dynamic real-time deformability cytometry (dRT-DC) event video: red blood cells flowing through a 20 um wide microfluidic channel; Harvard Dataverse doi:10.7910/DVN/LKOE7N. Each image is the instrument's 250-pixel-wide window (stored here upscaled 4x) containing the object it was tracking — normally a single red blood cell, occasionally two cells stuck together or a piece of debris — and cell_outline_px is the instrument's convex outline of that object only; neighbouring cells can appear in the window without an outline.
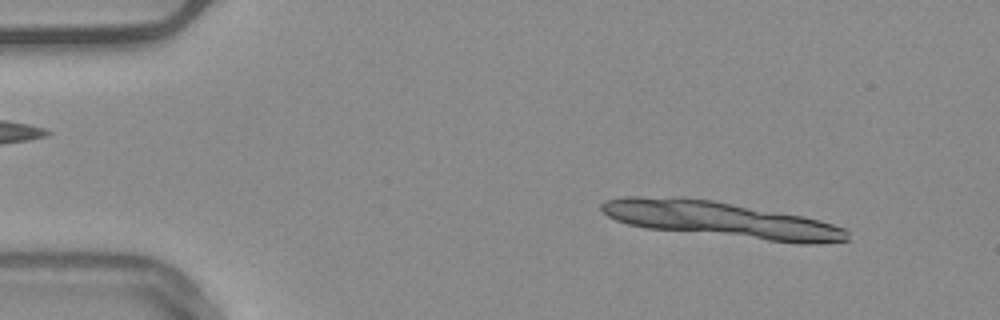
{"species": "common noctule bat (a hibernating species)", "species_latin": "Nyctalus noctula", "temperature_condition": "warm", "stored_images_in_passage": 3, "camera_frame_rate_fps": 3000, "um_per_image_px": 0.085, "animal": {"sex": "male", "body_mass_g": 20.4}, "frame": {"image": 1, "passage_image": 2, "time_ms": 0.333, "image_size_px": [1000, 320], "cell_outline_px": [[840, 240], [780, 240], [664, 228], [640, 224], [624, 220], [628, 216], [728, 208], [736, 208], [788, 216], [812, 220], [836, 228]], "centroid_in_image_um": [62.98, 19.06], "position_along_channel_um": 22.0, "area_um2": 30.46}}